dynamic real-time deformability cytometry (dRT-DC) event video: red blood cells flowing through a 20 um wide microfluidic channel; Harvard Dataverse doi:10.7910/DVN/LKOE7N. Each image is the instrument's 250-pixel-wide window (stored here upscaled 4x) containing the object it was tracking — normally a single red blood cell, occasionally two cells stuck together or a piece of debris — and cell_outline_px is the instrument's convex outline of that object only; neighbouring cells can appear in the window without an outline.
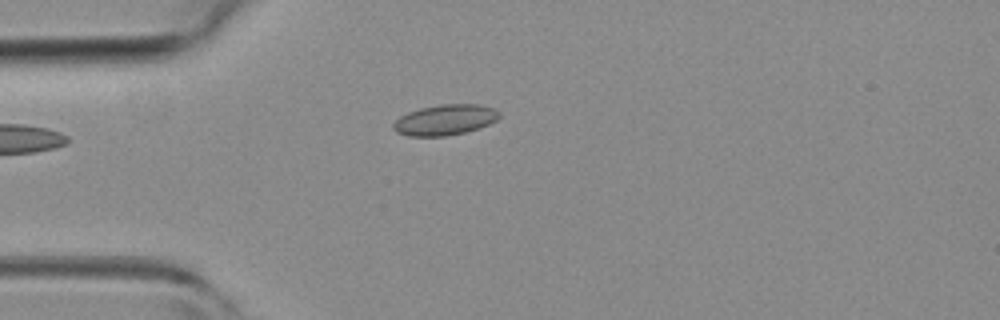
{"species": "common noctule bat (a hibernating species)", "species_latin": "Nyctalus noctula", "temperature_condition": "room temperature", "stored_images_in_passage": 5, "camera_frame_rate_fps": 3000, "um_per_image_px": 0.085, "animal": {"sex": "female", "body_mass_g": 19.3, "forearm_length_mm": 54.1}, "frame": {"image": 1, "passage_image": 5, "time_ms": 5.333, "image_size_px": [1000, 320], "cell_outline_px": [[500, 116], [496, 120], [480, 128], [464, 132], [444, 136], [408, 136], [396, 132], [392, 128], [392, 124], [400, 116], [408, 112], [420, 108], [440, 104], [480, 104], [496, 108], [500, 112]], "centroid_in_image_um": [37.83, 10.18], "position_along_channel_um": 47.2, "area_um2": 19.02}}